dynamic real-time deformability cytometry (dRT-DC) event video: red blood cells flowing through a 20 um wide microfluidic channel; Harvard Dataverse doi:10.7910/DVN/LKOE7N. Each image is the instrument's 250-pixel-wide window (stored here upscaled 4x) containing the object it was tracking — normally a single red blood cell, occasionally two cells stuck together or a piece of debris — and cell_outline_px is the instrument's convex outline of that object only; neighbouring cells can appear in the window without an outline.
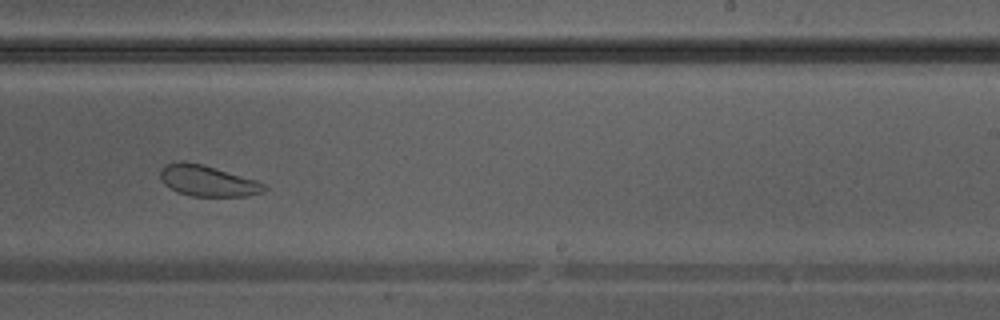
{"species": "Egyptian fruit bat (a non-hibernating species)", "species_latin": "Rousettus aegyptiacus", "temperature_condition": "warm", "stored_images_in_passage": 38, "camera_frame_rate_fps": 3000, "um_per_image_px": 0.085, "animal": {"sex": "male"}, "frame": {"image": 1, "passage_image": 22, "time_ms": 7.0, "image_size_px": [1000, 320], "cell_outline_px": [[268, 188], [264, 192], [248, 196], [192, 196], [176, 192], [164, 184], [160, 180], [160, 168], [164, 164], [180, 160], [184, 160], [216, 168], [256, 180], [268, 184]], "centroid_in_image_um": [17.63, 15.36], "position_along_channel_um": 271.4, "area_um2": 19.07}}